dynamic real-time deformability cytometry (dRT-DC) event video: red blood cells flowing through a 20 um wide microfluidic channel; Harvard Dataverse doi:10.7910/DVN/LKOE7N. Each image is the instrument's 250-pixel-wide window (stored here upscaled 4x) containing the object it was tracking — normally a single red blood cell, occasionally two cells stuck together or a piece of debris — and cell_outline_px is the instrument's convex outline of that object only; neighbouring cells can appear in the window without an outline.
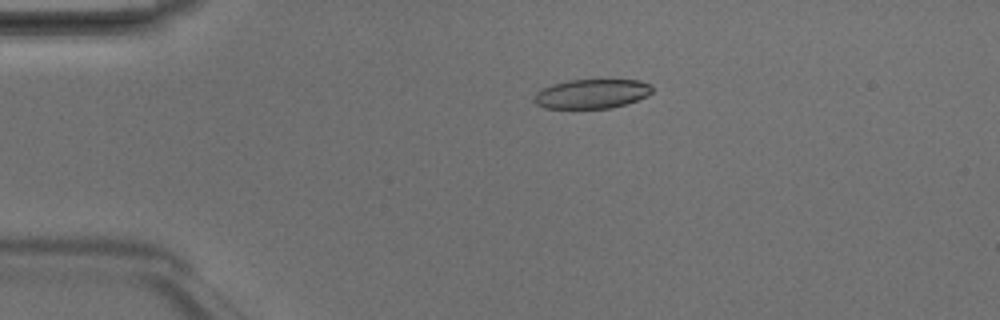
{"species": "Egyptian fruit bat (a non-hibernating species)", "species_latin": "Rousettus aegyptiacus", "temperature_condition": "room temperature", "stored_images_in_passage": 2, "camera_frame_rate_fps": 3000, "um_per_image_px": 0.085, "animal": {"sex": "male"}, "frame": {"image": 1, "passage_image": 1, "time_ms": 0.0, "image_size_px": [1000, 320], "cell_outline_px": [[652, 92], [648, 96], [612, 108], [544, 108], [536, 104], [532, 100], [536, 92], [552, 84], [568, 80], [640, 80], [648, 84], [652, 88]], "centroid_in_image_um": [50.27, 7.97], "position_along_channel_um": 34.7, "area_um2": 20.11}}
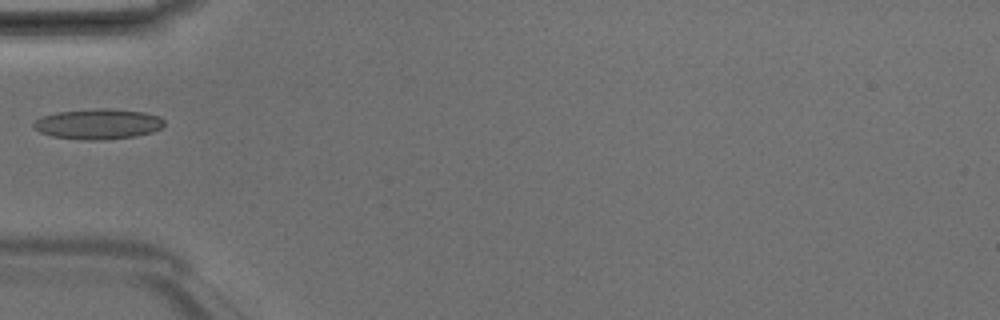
{"frame": {"image": 2, "passage_image": 2, "time_ms": 0.333, "image_size_px": [1000, 320], "cell_outline_px": [[164, 124], [160, 128], [152, 132], [136, 136], [104, 140], [88, 140], [52, 136], [40, 132], [32, 128], [32, 124], [40, 116], [56, 112], [92, 108], [112, 108], [144, 112], [160, 116], [164, 120]], "centroid_in_image_um": [8.32, 10.53], "position_along_channel_um": 76.7, "area_um2": 23.41}}